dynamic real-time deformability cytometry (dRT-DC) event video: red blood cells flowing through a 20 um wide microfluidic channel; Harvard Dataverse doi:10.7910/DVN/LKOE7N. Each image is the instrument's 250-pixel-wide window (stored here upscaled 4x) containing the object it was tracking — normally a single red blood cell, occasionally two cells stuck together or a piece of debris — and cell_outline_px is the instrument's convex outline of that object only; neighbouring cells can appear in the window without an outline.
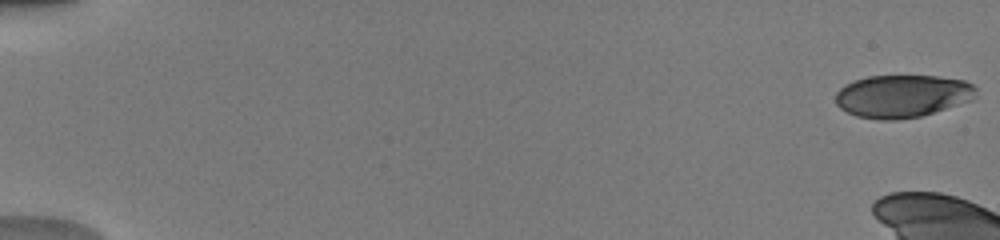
{"species": "human", "species_latin": "Homo sapiens", "temperature_condition": "warm", "stored_images_in_passage": 10, "camera_frame_rate_fps": 3000, "um_per_image_px": 0.085, "donor": {"sex": "male"}, "frame": {"image": 1, "passage_image": 1, "time_ms": 0.0, "image_size_px": [1000, 240], "cell_outline_px": [[976, 88], [972, 100], [920, 116], [896, 120], [880, 120], [856, 116], [840, 108], [836, 104], [836, 92], [844, 84], [868, 76], [936, 76], [964, 80], [972, 84]], "centroid_in_image_um": [76.67, 8.17], "position_along_channel_um": 8.3, "area_um2": 34.8}}